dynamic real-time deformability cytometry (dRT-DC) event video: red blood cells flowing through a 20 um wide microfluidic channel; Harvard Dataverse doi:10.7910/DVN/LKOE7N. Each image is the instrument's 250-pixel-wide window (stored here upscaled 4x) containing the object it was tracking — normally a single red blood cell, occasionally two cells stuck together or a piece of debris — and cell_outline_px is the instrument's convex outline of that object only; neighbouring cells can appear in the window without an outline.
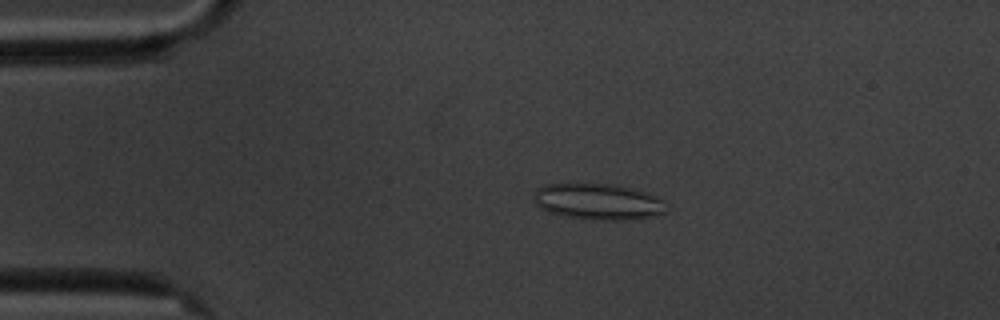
{"species": "common noctule bat (a hibernating species)", "species_latin": "Nyctalus noctula", "temperature_condition": "cold", "stored_images_in_passage": 5, "camera_frame_rate_fps": 3000, "um_per_image_px": 0.085, "animal": {"sex": "male", "body_mass_g": 20.1, "forearm_length_mm": 53.5}, "frame": {"image": 1, "passage_image": 3, "time_ms": 3.333, "image_size_px": [1000, 320], "cell_outline_px": [[664, 212], [656, 216], [624, 220], [592, 220], [564, 216], [548, 212], [540, 208], [536, 204], [536, 188], [544, 184], [616, 184], [648, 192], [660, 200]], "centroid_in_image_um": [50.8, 17.14], "position_along_channel_um": 34.2, "area_um2": 27.69}}
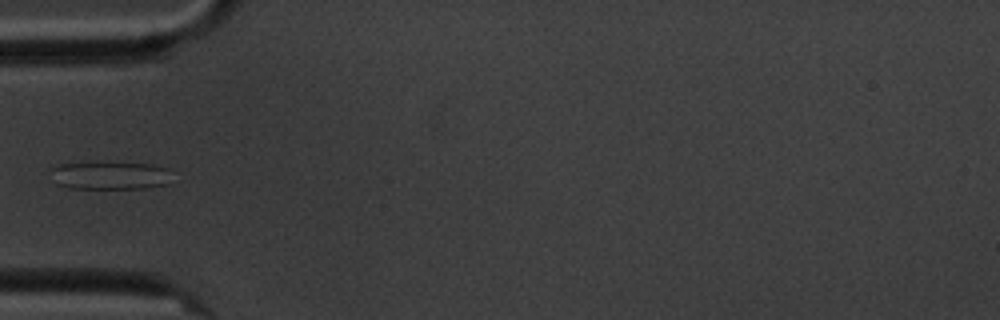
{"frame": {"image": 2, "passage_image": 5, "time_ms": 5.667, "image_size_px": [1000, 320], "cell_outline_px": [[168, 184], [152, 188], [68, 188], [56, 184], [48, 168], [56, 164], [152, 164], [168, 168]], "centroid_in_image_um": [9.31, 14.94], "position_along_channel_um": 75.7, "area_um2": 19.36}}